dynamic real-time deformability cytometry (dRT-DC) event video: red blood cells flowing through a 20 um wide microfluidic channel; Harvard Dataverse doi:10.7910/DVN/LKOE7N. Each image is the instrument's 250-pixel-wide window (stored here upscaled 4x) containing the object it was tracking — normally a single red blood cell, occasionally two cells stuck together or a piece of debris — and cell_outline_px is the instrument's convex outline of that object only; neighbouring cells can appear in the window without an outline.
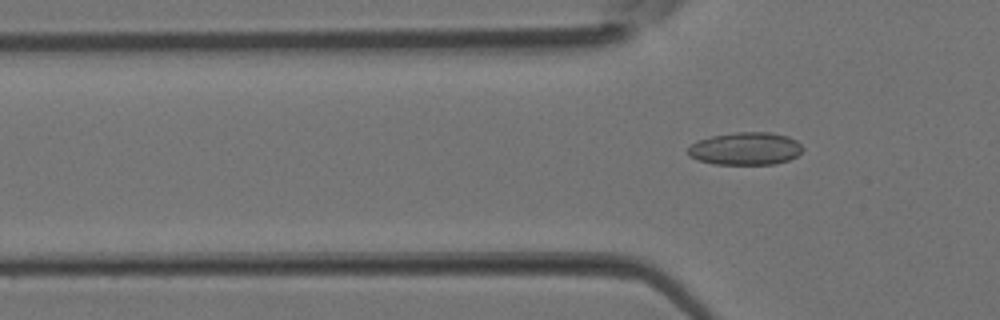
{"species": "Egyptian fruit bat (a non-hibernating species)", "species_latin": "Rousettus aegyptiacus", "temperature_condition": "room temperature", "stored_images_in_passage": 5, "camera_frame_rate_fps": 3000, "um_per_image_px": 0.085, "animal": {"sex": "female"}, "frame": {"image": 1, "passage_image": 5, "time_ms": 1.333, "image_size_px": [1000, 320], "cell_outline_px": [[804, 148], [796, 156], [788, 160], [776, 164], [716, 164], [700, 160], [688, 156], [688, 148], [692, 144], [700, 140], [712, 136], [736, 132], [768, 132], [788, 136], [796, 140]], "centroid_in_image_um": [63.39, 12.63], "position_along_channel_um": 62.4, "area_um2": 21.68}}